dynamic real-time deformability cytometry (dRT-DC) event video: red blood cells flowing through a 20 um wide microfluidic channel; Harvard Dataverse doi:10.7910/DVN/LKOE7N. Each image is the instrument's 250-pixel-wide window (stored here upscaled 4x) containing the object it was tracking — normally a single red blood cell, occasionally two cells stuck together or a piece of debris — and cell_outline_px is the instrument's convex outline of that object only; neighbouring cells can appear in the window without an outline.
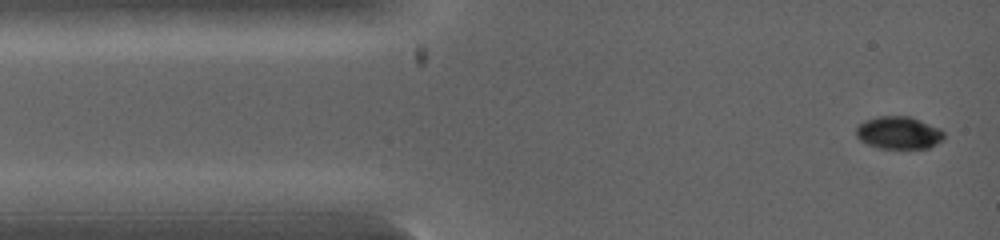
{"species": "common noctule bat (a hibernating species)", "species_latin": "Nyctalus noctula", "temperature_condition": "warm", "stored_images_in_passage": 18, "camera_frame_rate_fps": 5000, "um_per_image_px": 0.085, "animal": {"sex": "female", "body_mass_g": 19.0, "forearm_length_mm": 53.3}, "frame": {"image": 1, "passage_image": 1, "time_ms": 0.0, "image_size_px": [1000, 240], "cell_outline_px": [[944, 140], [928, 148], [876, 148], [860, 140], [856, 136], [856, 128], [864, 120], [876, 116], [912, 116], [940, 128], [944, 132]], "centroid_in_image_um": [76.4, 11.27], "position_along_channel_um": 8.6, "area_um2": 16.88}}
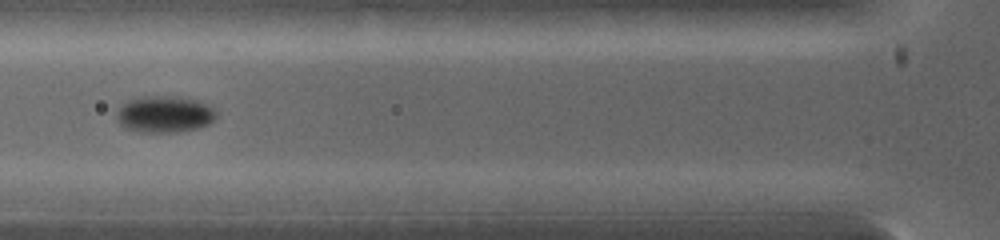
{"frame": {"image": 2, "passage_image": 12, "time_ms": 2.8, "image_size_px": [1000, 240], "cell_outline_px": [[216, 116], [208, 124], [196, 128], [176, 132], [144, 132], [124, 128], [120, 124], [116, 116], [116, 112], [120, 104], [128, 100], [144, 96], [176, 96], [196, 100], [208, 104], [216, 108]], "centroid_in_image_um": [13.96, 9.69], "position_along_channel_um": 111.8, "area_um2": 21.39}}
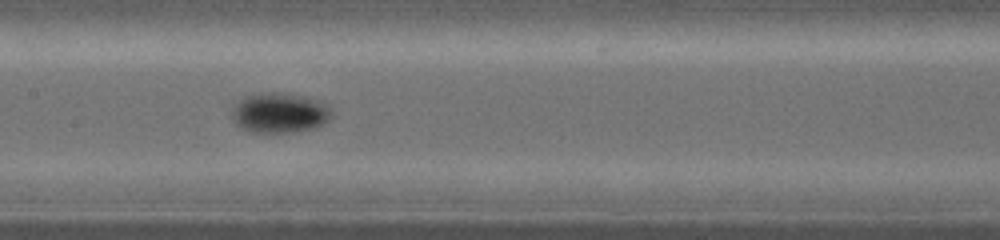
{"frame": {"image": 3, "passage_image": 17, "time_ms": 4.0, "image_size_px": [1000, 240], "cell_outline_px": [[332, 116], [328, 120], [312, 128], [288, 132], [248, 132], [240, 128], [236, 124], [232, 116], [232, 108], [244, 96], [264, 92], [292, 92], [328, 104], [332, 112]], "centroid_in_image_um": [23.75, 9.56], "position_along_channel_um": 183.7, "area_um2": 23.41}}